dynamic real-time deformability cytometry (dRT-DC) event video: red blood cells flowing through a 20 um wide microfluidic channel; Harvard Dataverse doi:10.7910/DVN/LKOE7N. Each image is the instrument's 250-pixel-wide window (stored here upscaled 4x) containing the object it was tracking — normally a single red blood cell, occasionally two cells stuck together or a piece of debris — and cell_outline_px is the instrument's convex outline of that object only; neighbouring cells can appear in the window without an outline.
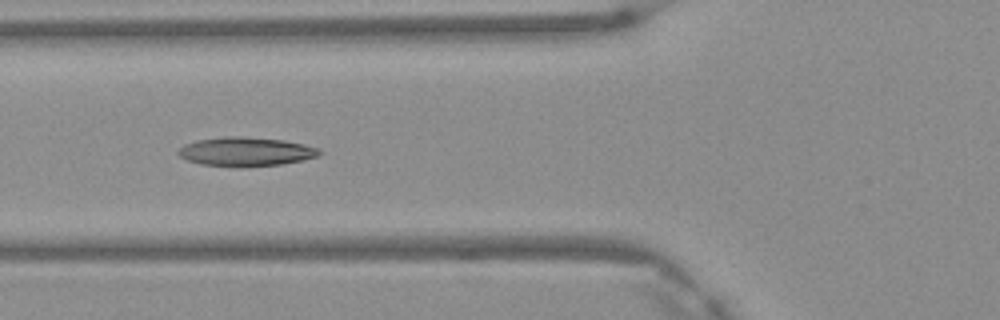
{"species": "Egyptian fruit bat (a non-hibernating species)", "species_latin": "Rousettus aegyptiacus", "temperature_condition": "warm", "stored_images_in_passage": 4, "camera_frame_rate_fps": 3000, "um_per_image_px": 0.085, "frame": {"image": 1, "passage_image": 4, "time_ms": 1.0, "image_size_px": [1000, 320], "cell_outline_px": [[324, 152], [316, 156], [304, 160], [280, 164], [244, 168], [240, 168], [200, 164], [188, 160], [180, 156], [176, 152], [184, 144], [196, 140], [224, 136], [240, 136], [284, 140], [304, 144], [316, 148]], "centroid_in_image_um": [20.87, 12.9], "position_along_channel_um": 104.9, "area_um2": 24.1}}